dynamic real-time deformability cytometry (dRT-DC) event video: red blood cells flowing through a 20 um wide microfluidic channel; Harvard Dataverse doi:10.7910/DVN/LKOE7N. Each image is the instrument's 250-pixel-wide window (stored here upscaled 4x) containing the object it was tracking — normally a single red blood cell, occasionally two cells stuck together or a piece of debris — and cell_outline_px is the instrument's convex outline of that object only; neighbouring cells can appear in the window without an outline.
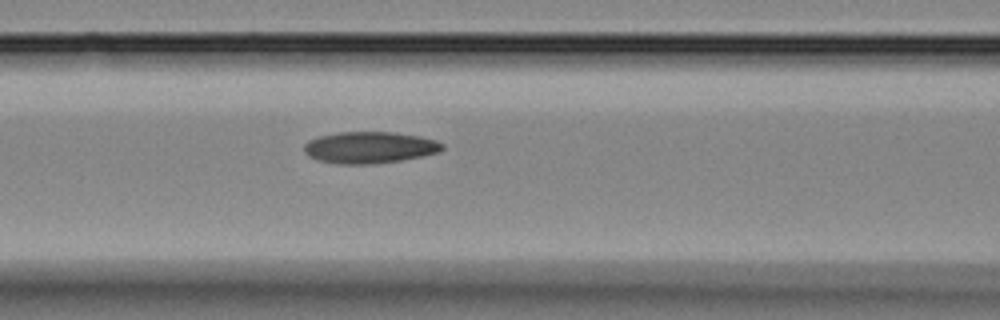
{"species": "Egyptian fruit bat (a non-hibernating species)", "species_latin": "Rousettus aegyptiacus", "temperature_condition": "room temperature", "stored_images_in_passage": 16, "camera_frame_rate_fps": 3000, "um_per_image_px": 0.085, "animal": {"sex": "female"}, "frame": {"image": 1, "passage_image": 12, "time_ms": 3.667, "image_size_px": [1000, 320], "cell_outline_px": [[444, 148], [440, 152], [400, 160], [372, 164], [336, 164], [316, 160], [308, 156], [304, 152], [304, 144], [308, 140], [316, 136], [340, 132], [392, 132], [420, 136], [436, 140], [444, 144]], "centroid_in_image_um": [31.38, 12.53], "position_along_channel_um": 135.2, "area_um2": 25.66}}